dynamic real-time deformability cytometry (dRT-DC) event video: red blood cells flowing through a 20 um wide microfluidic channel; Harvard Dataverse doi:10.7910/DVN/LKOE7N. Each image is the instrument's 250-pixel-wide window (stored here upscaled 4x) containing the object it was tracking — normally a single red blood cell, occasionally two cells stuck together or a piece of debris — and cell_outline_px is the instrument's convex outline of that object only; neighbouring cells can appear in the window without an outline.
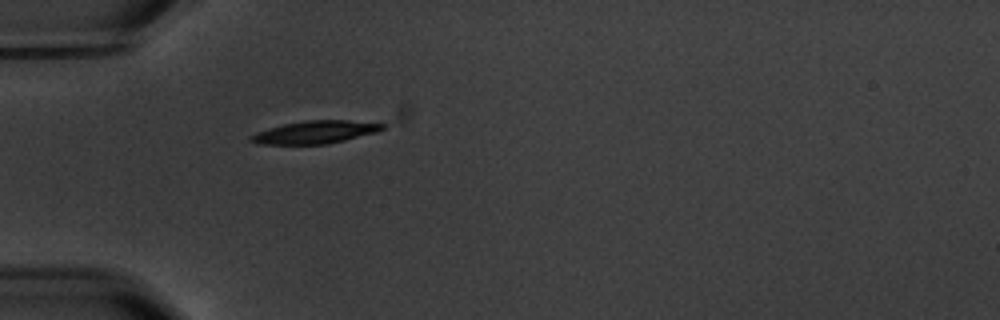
{"species": "common noctule bat (a hibernating species)", "species_latin": "Nyctalus noctula", "temperature_condition": "warm", "stored_images_in_passage": 4, "camera_frame_rate_fps": 3000, "um_per_image_px": 0.085, "animal": {"sex": "male", "body_mass_g": 20.1, "forearm_length_mm": 53.5}, "frame": {"image": 1, "passage_image": 4, "time_ms": 4.333, "image_size_px": [1000, 320], "cell_outline_px": [[384, 128], [376, 132], [328, 144], [256, 144], [248, 140], [248, 136], [256, 132], [268, 128], [284, 124], [304, 120], [348, 120], [384, 124]], "centroid_in_image_um": [26.71, 11.23], "position_along_channel_um": 58.3, "area_um2": 17.4}}